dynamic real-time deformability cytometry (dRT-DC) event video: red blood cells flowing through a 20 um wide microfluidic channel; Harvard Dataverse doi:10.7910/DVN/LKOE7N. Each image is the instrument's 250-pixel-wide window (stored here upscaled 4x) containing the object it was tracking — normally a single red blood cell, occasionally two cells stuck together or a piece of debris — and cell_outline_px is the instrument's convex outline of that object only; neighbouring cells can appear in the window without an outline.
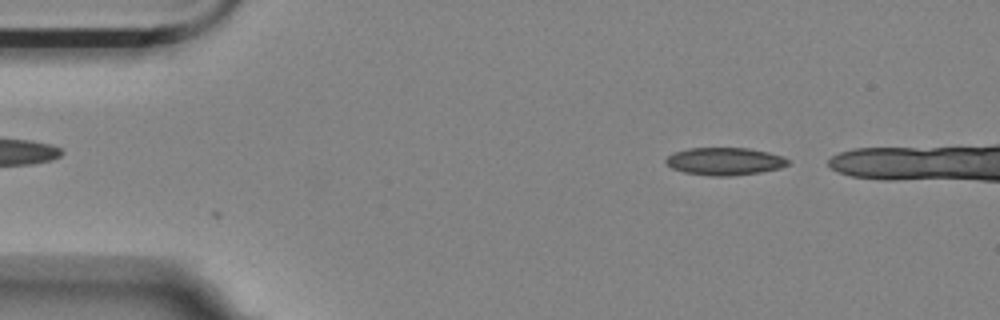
{"species": "Egyptian fruit bat (a non-hibernating species)", "species_latin": "Rousettus aegyptiacus", "temperature_condition": "room temperature", "stored_images_in_passage": 4, "camera_frame_rate_fps": 3000, "um_per_image_px": 0.085, "animal": {"sex": "female"}, "frame": {"image": 1, "passage_image": 1, "time_ms": 0.0, "image_size_px": [1000, 320], "cell_outline_px": [[788, 164], [780, 168], [760, 172], [732, 176], [712, 176], [684, 172], [672, 168], [664, 160], [672, 152], [688, 148], [748, 148], [768, 152], [784, 156], [788, 160]], "centroid_in_image_um": [61.59, 13.71], "position_along_channel_um": 23.4, "area_um2": 19.65}}